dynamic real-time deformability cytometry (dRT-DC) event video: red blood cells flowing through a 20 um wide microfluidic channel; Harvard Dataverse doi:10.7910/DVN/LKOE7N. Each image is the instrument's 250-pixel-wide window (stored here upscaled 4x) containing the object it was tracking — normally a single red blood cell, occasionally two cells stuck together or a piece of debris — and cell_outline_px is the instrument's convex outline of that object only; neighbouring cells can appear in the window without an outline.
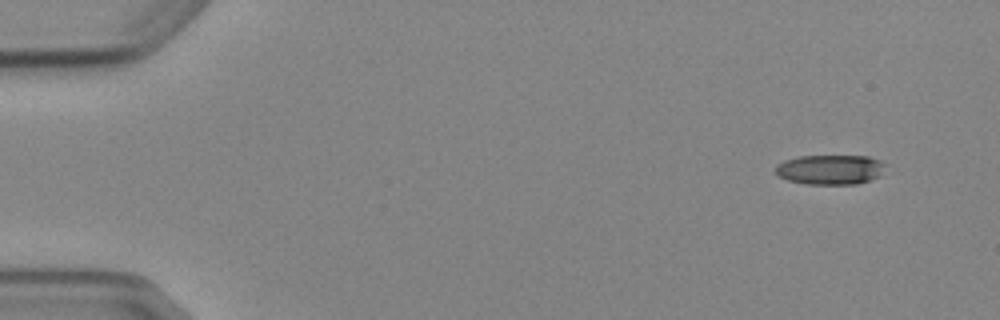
{"species": "Egyptian fruit bat (a non-hibernating species)", "species_latin": "Rousettus aegyptiacus", "temperature_condition": "cold", "stored_images_in_passage": 5, "camera_frame_rate_fps": 3000, "um_per_image_px": 0.085, "animal": {"sex": "female"}, "frame": {"image": 1, "passage_image": 1, "time_ms": 0.0, "image_size_px": [1000, 320], "cell_outline_px": [[884, 164], [880, 176], [856, 184], [808, 184], [788, 180], [780, 176], [776, 172], [776, 164], [784, 160], [800, 156], [868, 156], [880, 160]], "centroid_in_image_um": [70.55, 14.41], "position_along_channel_um": 14.4, "area_um2": 18.9}}
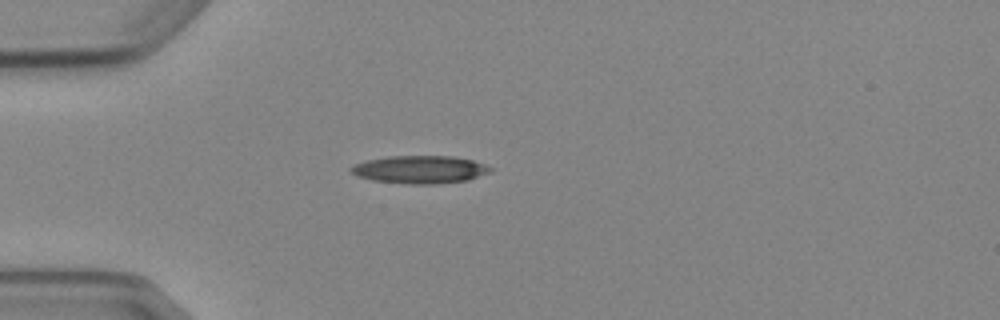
{"frame": {"image": 2, "passage_image": 4, "time_ms": 3.667, "image_size_px": [1000, 320], "cell_outline_px": [[492, 172], [468, 180], [436, 184], [408, 184], [372, 180], [356, 176], [348, 168], [356, 164], [368, 160], [388, 156], [452, 156], [472, 160], [484, 164], [492, 168]], "centroid_in_image_um": [35.71, 14.41], "position_along_channel_um": 49.3, "area_um2": 22.6}}